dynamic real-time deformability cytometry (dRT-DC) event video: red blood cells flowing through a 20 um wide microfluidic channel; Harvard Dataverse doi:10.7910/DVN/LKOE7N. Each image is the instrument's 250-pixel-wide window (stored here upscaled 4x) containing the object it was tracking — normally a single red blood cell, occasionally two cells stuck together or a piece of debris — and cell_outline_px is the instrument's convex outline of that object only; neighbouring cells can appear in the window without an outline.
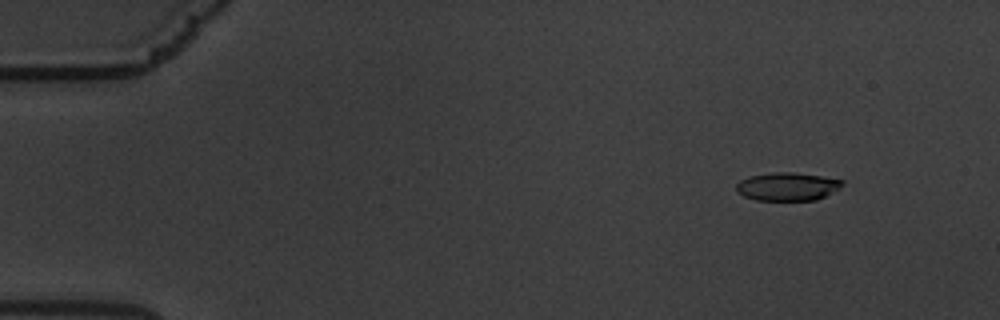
{"species": "common noctule bat (a hibernating species)", "species_latin": "Nyctalus noctula", "temperature_condition": "warm", "stored_images_in_passage": 61, "camera_frame_rate_fps": 3000, "um_per_image_px": 0.085, "animal": {"sex": "male", "body_mass_g": 19.5, "forearm_length_mm": 54.6}, "frame": {"image": 1, "passage_image": 7, "time_ms": 2.0, "image_size_px": [1000, 320], "cell_outline_px": [[844, 184], [840, 188], [816, 200], [756, 200], [744, 196], [736, 192], [736, 184], [740, 180], [752, 176], [776, 172], [792, 172], [820, 176], [844, 180]], "centroid_in_image_um": [66.93, 15.86], "position_along_channel_um": 18.1, "area_um2": 17.28}}
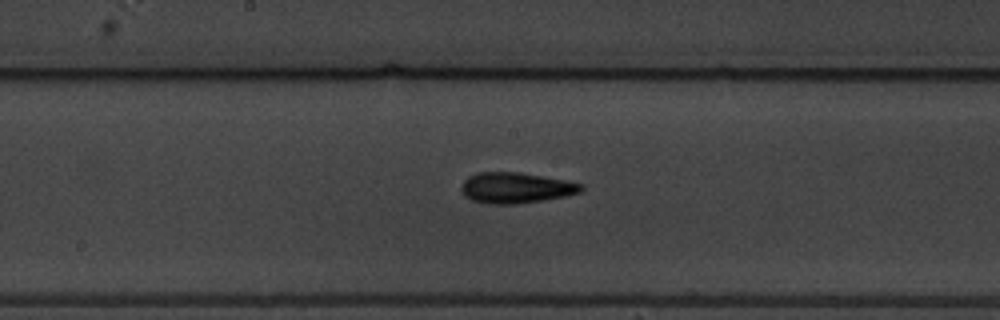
{"frame": {"image": 2, "passage_image": 33, "time_ms": 10.667, "image_size_px": [1000, 320], "cell_outline_px": [[584, 188], [580, 192], [564, 196], [516, 204], [488, 204], [472, 200], [464, 196], [460, 188], [464, 180], [468, 176], [476, 172], [520, 172], [584, 184]], "centroid_in_image_um": [43.79, 15.96], "position_along_channel_um": 204.4, "area_um2": 21.39}}
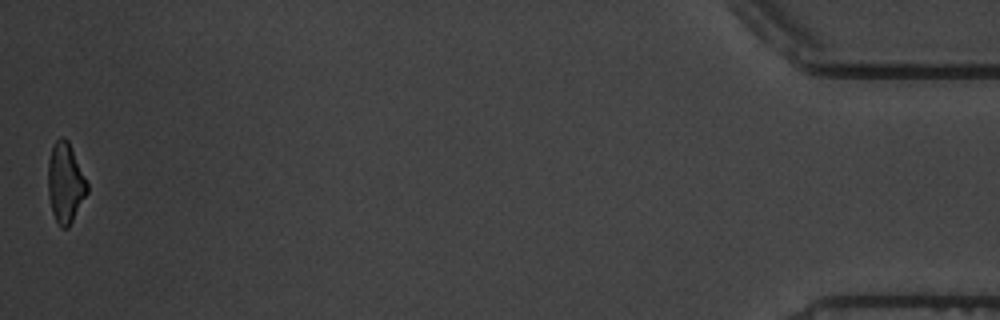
{"frame": {"image": 3, "passage_image": 61, "time_ms": 20.0, "image_size_px": [1000, 320], "cell_outline_px": [[88, 192], [68, 228], [60, 228], [52, 212], [48, 196], [48, 160], [52, 144], [60, 136], [64, 136], [68, 140], [88, 184]], "centroid_in_image_um": [5.54, 15.52], "position_along_channel_um": 429.7, "area_um2": 18.32}, "authors_computed_cell_mechanics": {"area_um2": 19.4786, "velocity_mm_per_s": 3.389, "shape_relaxation_time_tau1_ms": 4.6964, "shape_relaxation_time_tau2_ms": 6.0262, "deformation_change_tau1": 0.175, "deformation_change_tau2": 0.1331}}